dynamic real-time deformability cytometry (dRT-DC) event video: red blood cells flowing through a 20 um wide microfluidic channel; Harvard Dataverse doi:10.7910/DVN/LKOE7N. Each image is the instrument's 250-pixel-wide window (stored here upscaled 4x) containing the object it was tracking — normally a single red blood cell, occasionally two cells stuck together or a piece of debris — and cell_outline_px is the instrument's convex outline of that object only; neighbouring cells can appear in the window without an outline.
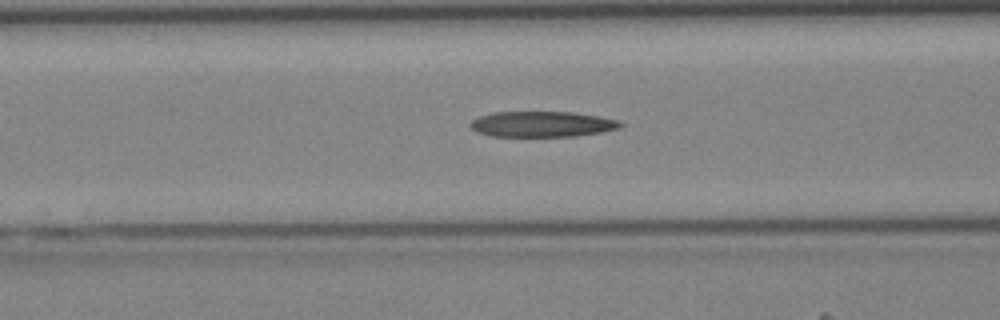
{"species": "Egyptian fruit bat (a non-hibernating species)", "species_latin": "Rousettus aegyptiacus", "temperature_condition": "cold", "stored_images_in_passage": 36, "camera_frame_rate_fps": 3000, "um_per_image_px": 0.085, "animal": {"sex": "female"}, "frame": {"image": 1, "passage_image": 11, "time_ms": 3.333, "image_size_px": [1000, 320], "cell_outline_px": [[624, 124], [620, 128], [600, 132], [576, 136], [492, 136], [480, 132], [472, 128], [468, 124], [472, 120], [480, 116], [492, 112], [572, 112], [596, 116], [616, 120]], "centroid_in_image_um": [46.06, 10.55], "position_along_channel_um": 120.5, "area_um2": 22.14}}
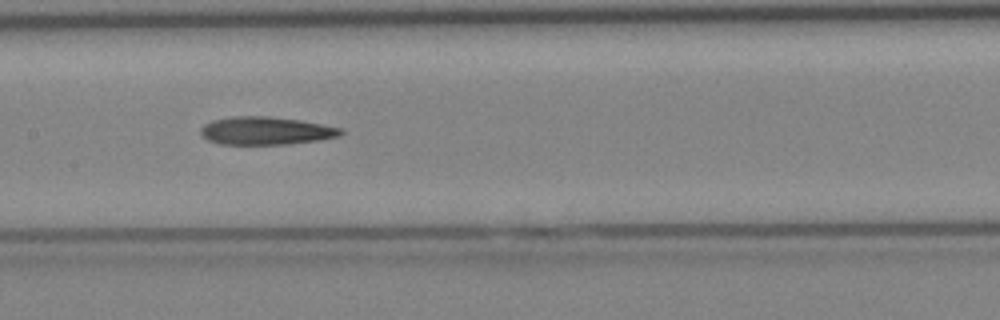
{"frame": {"image": 2, "passage_image": 15, "time_ms": 4.667, "image_size_px": [1000, 320], "cell_outline_px": [[344, 132], [340, 136], [320, 140], [288, 144], [220, 144], [208, 140], [200, 132], [200, 128], [204, 124], [212, 120], [232, 116], [268, 116], [300, 120], [344, 128]], "centroid_in_image_um": [22.63, 11.11], "position_along_channel_um": 184.8, "area_um2": 22.95}}
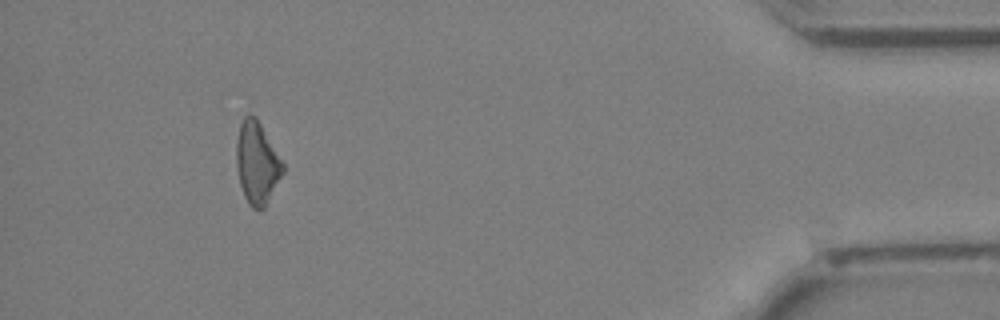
{"frame": {"image": 3, "passage_image": 33, "time_ms": 10.667, "image_size_px": [1000, 320], "cell_outline_px": [[284, 172], [264, 208], [252, 208], [248, 204], [244, 196], [240, 184], [236, 168], [236, 144], [240, 124], [244, 116], [256, 116], [284, 164]], "centroid_in_image_um": [21.84, 13.86], "position_along_channel_um": 413.4, "area_um2": 22.08}}